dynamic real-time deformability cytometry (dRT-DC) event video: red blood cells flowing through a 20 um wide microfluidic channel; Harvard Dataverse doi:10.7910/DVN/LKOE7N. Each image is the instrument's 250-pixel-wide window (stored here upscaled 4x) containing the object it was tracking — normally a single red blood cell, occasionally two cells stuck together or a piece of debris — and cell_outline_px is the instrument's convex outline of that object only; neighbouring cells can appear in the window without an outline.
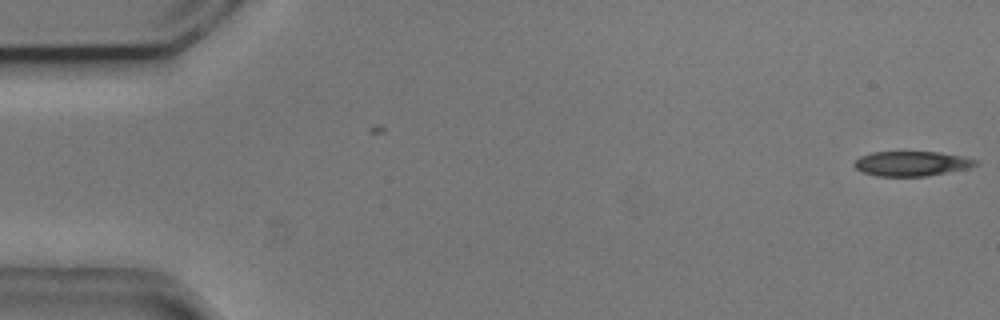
{"species": "common noctule bat (a hibernating species)", "species_latin": "Nyctalus noctula", "temperature_condition": "cold", "stored_images_in_passage": 9, "camera_frame_rate_fps": 3000, "um_per_image_px": 0.085, "animal": {"sex": "male", "body_mass_g": 20.5, "forearm_length_mm": 52.5}, "frame": {"image": 1, "passage_image": 1, "time_ms": 0.0, "image_size_px": [1000, 320], "cell_outline_px": [[980, 164], [968, 168], [928, 176], [876, 176], [864, 172], [856, 168], [852, 164], [860, 156], [872, 152], [940, 152], [964, 156], [980, 160]], "centroid_in_image_um": [77.54, 13.9], "position_along_channel_um": 7.5, "area_um2": 17.69}}